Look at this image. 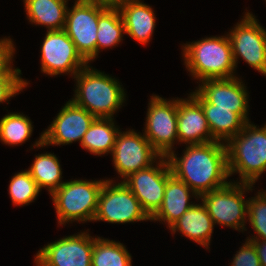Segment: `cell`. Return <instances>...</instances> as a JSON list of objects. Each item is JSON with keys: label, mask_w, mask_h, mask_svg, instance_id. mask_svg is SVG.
I'll use <instances>...</instances> for the list:
<instances>
[{"label": "cell", "mask_w": 266, "mask_h": 266, "mask_svg": "<svg viewBox=\"0 0 266 266\" xmlns=\"http://www.w3.org/2000/svg\"><path fill=\"white\" fill-rule=\"evenodd\" d=\"M30 23L46 26L47 31L63 30L68 0H23Z\"/></svg>", "instance_id": "22"}, {"label": "cell", "mask_w": 266, "mask_h": 266, "mask_svg": "<svg viewBox=\"0 0 266 266\" xmlns=\"http://www.w3.org/2000/svg\"><path fill=\"white\" fill-rule=\"evenodd\" d=\"M202 106L212 137L225 144L243 129L246 122L232 109L215 108L196 90L190 93Z\"/></svg>", "instance_id": "20"}, {"label": "cell", "mask_w": 266, "mask_h": 266, "mask_svg": "<svg viewBox=\"0 0 266 266\" xmlns=\"http://www.w3.org/2000/svg\"><path fill=\"white\" fill-rule=\"evenodd\" d=\"M147 220H151L150 217L123 181L114 184L113 180H105L93 221L123 224Z\"/></svg>", "instance_id": "7"}, {"label": "cell", "mask_w": 266, "mask_h": 266, "mask_svg": "<svg viewBox=\"0 0 266 266\" xmlns=\"http://www.w3.org/2000/svg\"><path fill=\"white\" fill-rule=\"evenodd\" d=\"M84 1L105 8H119V6L124 0H84Z\"/></svg>", "instance_id": "34"}, {"label": "cell", "mask_w": 266, "mask_h": 266, "mask_svg": "<svg viewBox=\"0 0 266 266\" xmlns=\"http://www.w3.org/2000/svg\"><path fill=\"white\" fill-rule=\"evenodd\" d=\"M229 177L239 173V182L253 184L266 171V123L263 127L246 122L241 132L227 143Z\"/></svg>", "instance_id": "4"}, {"label": "cell", "mask_w": 266, "mask_h": 266, "mask_svg": "<svg viewBox=\"0 0 266 266\" xmlns=\"http://www.w3.org/2000/svg\"><path fill=\"white\" fill-rule=\"evenodd\" d=\"M247 240L251 241L254 244L261 266H266V240H260V239H247Z\"/></svg>", "instance_id": "33"}, {"label": "cell", "mask_w": 266, "mask_h": 266, "mask_svg": "<svg viewBox=\"0 0 266 266\" xmlns=\"http://www.w3.org/2000/svg\"><path fill=\"white\" fill-rule=\"evenodd\" d=\"M228 33L235 66L242 57L250 67L266 76V30L256 17L245 12L242 20Z\"/></svg>", "instance_id": "9"}, {"label": "cell", "mask_w": 266, "mask_h": 266, "mask_svg": "<svg viewBox=\"0 0 266 266\" xmlns=\"http://www.w3.org/2000/svg\"><path fill=\"white\" fill-rule=\"evenodd\" d=\"M68 8L64 30L75 44L77 52L87 62L96 58L98 18L107 9L84 0H76Z\"/></svg>", "instance_id": "10"}, {"label": "cell", "mask_w": 266, "mask_h": 266, "mask_svg": "<svg viewBox=\"0 0 266 266\" xmlns=\"http://www.w3.org/2000/svg\"><path fill=\"white\" fill-rule=\"evenodd\" d=\"M12 39H0V76H21V70L11 66L15 48Z\"/></svg>", "instance_id": "30"}, {"label": "cell", "mask_w": 266, "mask_h": 266, "mask_svg": "<svg viewBox=\"0 0 266 266\" xmlns=\"http://www.w3.org/2000/svg\"><path fill=\"white\" fill-rule=\"evenodd\" d=\"M253 187V184L229 181L224 187L202 194L199 198L214 225L218 223L243 232L246 231L249 201L244 199V194L252 191Z\"/></svg>", "instance_id": "6"}, {"label": "cell", "mask_w": 266, "mask_h": 266, "mask_svg": "<svg viewBox=\"0 0 266 266\" xmlns=\"http://www.w3.org/2000/svg\"><path fill=\"white\" fill-rule=\"evenodd\" d=\"M94 237L87 231L63 237L41 248L36 266H92Z\"/></svg>", "instance_id": "14"}, {"label": "cell", "mask_w": 266, "mask_h": 266, "mask_svg": "<svg viewBox=\"0 0 266 266\" xmlns=\"http://www.w3.org/2000/svg\"><path fill=\"white\" fill-rule=\"evenodd\" d=\"M8 189L15 206L30 204L40 192L38 185L27 170L16 173L11 178Z\"/></svg>", "instance_id": "28"}, {"label": "cell", "mask_w": 266, "mask_h": 266, "mask_svg": "<svg viewBox=\"0 0 266 266\" xmlns=\"http://www.w3.org/2000/svg\"><path fill=\"white\" fill-rule=\"evenodd\" d=\"M187 98H177V135L178 142L202 144L216 141L201 104L191 95Z\"/></svg>", "instance_id": "17"}, {"label": "cell", "mask_w": 266, "mask_h": 266, "mask_svg": "<svg viewBox=\"0 0 266 266\" xmlns=\"http://www.w3.org/2000/svg\"><path fill=\"white\" fill-rule=\"evenodd\" d=\"M114 118H95L80 143L83 149L91 154L103 155L112 153L116 138L120 132L115 126Z\"/></svg>", "instance_id": "23"}, {"label": "cell", "mask_w": 266, "mask_h": 266, "mask_svg": "<svg viewBox=\"0 0 266 266\" xmlns=\"http://www.w3.org/2000/svg\"><path fill=\"white\" fill-rule=\"evenodd\" d=\"M247 217L255 236L247 239L266 240V190L258 191L255 197L249 198Z\"/></svg>", "instance_id": "29"}, {"label": "cell", "mask_w": 266, "mask_h": 266, "mask_svg": "<svg viewBox=\"0 0 266 266\" xmlns=\"http://www.w3.org/2000/svg\"><path fill=\"white\" fill-rule=\"evenodd\" d=\"M231 266H261L254 244L247 240L233 257Z\"/></svg>", "instance_id": "32"}, {"label": "cell", "mask_w": 266, "mask_h": 266, "mask_svg": "<svg viewBox=\"0 0 266 266\" xmlns=\"http://www.w3.org/2000/svg\"><path fill=\"white\" fill-rule=\"evenodd\" d=\"M40 52L41 71L49 76L71 73L74 77L88 64L64 29L47 31Z\"/></svg>", "instance_id": "13"}, {"label": "cell", "mask_w": 266, "mask_h": 266, "mask_svg": "<svg viewBox=\"0 0 266 266\" xmlns=\"http://www.w3.org/2000/svg\"><path fill=\"white\" fill-rule=\"evenodd\" d=\"M185 148L180 158L175 151L166 158L172 174L186 183L198 196L229 183L225 143L213 141L188 144Z\"/></svg>", "instance_id": "1"}, {"label": "cell", "mask_w": 266, "mask_h": 266, "mask_svg": "<svg viewBox=\"0 0 266 266\" xmlns=\"http://www.w3.org/2000/svg\"><path fill=\"white\" fill-rule=\"evenodd\" d=\"M96 58L100 49L116 47L125 34L124 22L118 8H107L98 18Z\"/></svg>", "instance_id": "25"}, {"label": "cell", "mask_w": 266, "mask_h": 266, "mask_svg": "<svg viewBox=\"0 0 266 266\" xmlns=\"http://www.w3.org/2000/svg\"><path fill=\"white\" fill-rule=\"evenodd\" d=\"M192 193V194H191ZM199 196L182 180L171 174L167 178L164 198L160 208L150 217V221H163L170 228L193 205L192 196Z\"/></svg>", "instance_id": "18"}, {"label": "cell", "mask_w": 266, "mask_h": 266, "mask_svg": "<svg viewBox=\"0 0 266 266\" xmlns=\"http://www.w3.org/2000/svg\"><path fill=\"white\" fill-rule=\"evenodd\" d=\"M76 90L71 101L96 118H112L126 101L120 82L87 64L74 77ZM125 100V101H124Z\"/></svg>", "instance_id": "2"}, {"label": "cell", "mask_w": 266, "mask_h": 266, "mask_svg": "<svg viewBox=\"0 0 266 266\" xmlns=\"http://www.w3.org/2000/svg\"><path fill=\"white\" fill-rule=\"evenodd\" d=\"M105 180H73L64 182L52 194L59 225L72 221H93L98 198Z\"/></svg>", "instance_id": "5"}, {"label": "cell", "mask_w": 266, "mask_h": 266, "mask_svg": "<svg viewBox=\"0 0 266 266\" xmlns=\"http://www.w3.org/2000/svg\"><path fill=\"white\" fill-rule=\"evenodd\" d=\"M147 168L131 173L123 180L139 200L142 209L151 217L161 206L167 178L172 174L166 157L160 156ZM158 163V164H157Z\"/></svg>", "instance_id": "11"}, {"label": "cell", "mask_w": 266, "mask_h": 266, "mask_svg": "<svg viewBox=\"0 0 266 266\" xmlns=\"http://www.w3.org/2000/svg\"><path fill=\"white\" fill-rule=\"evenodd\" d=\"M20 76H0V103L21 93L29 84Z\"/></svg>", "instance_id": "31"}, {"label": "cell", "mask_w": 266, "mask_h": 266, "mask_svg": "<svg viewBox=\"0 0 266 266\" xmlns=\"http://www.w3.org/2000/svg\"><path fill=\"white\" fill-rule=\"evenodd\" d=\"M111 155L114 168L123 180L131 173L149 167L160 157L144 134L133 129L118 133Z\"/></svg>", "instance_id": "15"}, {"label": "cell", "mask_w": 266, "mask_h": 266, "mask_svg": "<svg viewBox=\"0 0 266 266\" xmlns=\"http://www.w3.org/2000/svg\"><path fill=\"white\" fill-rule=\"evenodd\" d=\"M196 91L215 108L232 109L245 122L248 116V92L242 79H206L200 81Z\"/></svg>", "instance_id": "16"}, {"label": "cell", "mask_w": 266, "mask_h": 266, "mask_svg": "<svg viewBox=\"0 0 266 266\" xmlns=\"http://www.w3.org/2000/svg\"><path fill=\"white\" fill-rule=\"evenodd\" d=\"M184 64L194 79H229L236 66L227 35L202 38L182 45Z\"/></svg>", "instance_id": "3"}, {"label": "cell", "mask_w": 266, "mask_h": 266, "mask_svg": "<svg viewBox=\"0 0 266 266\" xmlns=\"http://www.w3.org/2000/svg\"><path fill=\"white\" fill-rule=\"evenodd\" d=\"M214 223L203 203L195 204L186 211L171 227L172 234L176 231L209 249Z\"/></svg>", "instance_id": "21"}, {"label": "cell", "mask_w": 266, "mask_h": 266, "mask_svg": "<svg viewBox=\"0 0 266 266\" xmlns=\"http://www.w3.org/2000/svg\"><path fill=\"white\" fill-rule=\"evenodd\" d=\"M147 110L143 134L160 156L167 157L178 142L177 99L152 95Z\"/></svg>", "instance_id": "8"}, {"label": "cell", "mask_w": 266, "mask_h": 266, "mask_svg": "<svg viewBox=\"0 0 266 266\" xmlns=\"http://www.w3.org/2000/svg\"><path fill=\"white\" fill-rule=\"evenodd\" d=\"M32 126L23 113H8L0 119V141L10 146L21 145L32 136Z\"/></svg>", "instance_id": "27"}, {"label": "cell", "mask_w": 266, "mask_h": 266, "mask_svg": "<svg viewBox=\"0 0 266 266\" xmlns=\"http://www.w3.org/2000/svg\"><path fill=\"white\" fill-rule=\"evenodd\" d=\"M64 105L33 147L60 146L76 141L81 143L84 134L96 117L84 108L75 105L71 100Z\"/></svg>", "instance_id": "12"}, {"label": "cell", "mask_w": 266, "mask_h": 266, "mask_svg": "<svg viewBox=\"0 0 266 266\" xmlns=\"http://www.w3.org/2000/svg\"><path fill=\"white\" fill-rule=\"evenodd\" d=\"M126 247L113 240L94 237L92 266H132Z\"/></svg>", "instance_id": "26"}, {"label": "cell", "mask_w": 266, "mask_h": 266, "mask_svg": "<svg viewBox=\"0 0 266 266\" xmlns=\"http://www.w3.org/2000/svg\"><path fill=\"white\" fill-rule=\"evenodd\" d=\"M125 34L140 44H147L152 39L156 17L151 6L141 0H124L119 6Z\"/></svg>", "instance_id": "19"}, {"label": "cell", "mask_w": 266, "mask_h": 266, "mask_svg": "<svg viewBox=\"0 0 266 266\" xmlns=\"http://www.w3.org/2000/svg\"><path fill=\"white\" fill-rule=\"evenodd\" d=\"M39 189H47L50 195L63 183L62 168L54 153H42L35 156L34 162L27 170Z\"/></svg>", "instance_id": "24"}]
</instances>
